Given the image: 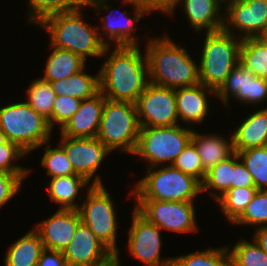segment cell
I'll return each instance as SVG.
<instances>
[{
    "label": "cell",
    "instance_id": "6da1fadb",
    "mask_svg": "<svg viewBox=\"0 0 267 266\" xmlns=\"http://www.w3.org/2000/svg\"><path fill=\"white\" fill-rule=\"evenodd\" d=\"M110 48L106 46L102 55L109 57L99 70L100 92L107 99L135 104L149 84L146 54L140 45L115 46L112 52Z\"/></svg>",
    "mask_w": 267,
    "mask_h": 266
},
{
    "label": "cell",
    "instance_id": "7a4b0ae2",
    "mask_svg": "<svg viewBox=\"0 0 267 266\" xmlns=\"http://www.w3.org/2000/svg\"><path fill=\"white\" fill-rule=\"evenodd\" d=\"M149 83L171 89L200 83L198 64L188 50L165 34L151 37L145 46Z\"/></svg>",
    "mask_w": 267,
    "mask_h": 266
},
{
    "label": "cell",
    "instance_id": "3957f363",
    "mask_svg": "<svg viewBox=\"0 0 267 266\" xmlns=\"http://www.w3.org/2000/svg\"><path fill=\"white\" fill-rule=\"evenodd\" d=\"M85 2L77 8L45 17L38 26L48 33L50 45L71 51L87 61V57L102 58L106 45L99 38L98 28L89 25L82 14Z\"/></svg>",
    "mask_w": 267,
    "mask_h": 266
},
{
    "label": "cell",
    "instance_id": "277c9868",
    "mask_svg": "<svg viewBox=\"0 0 267 266\" xmlns=\"http://www.w3.org/2000/svg\"><path fill=\"white\" fill-rule=\"evenodd\" d=\"M147 168L130 196L135 200L194 201L202 193V184L172 165Z\"/></svg>",
    "mask_w": 267,
    "mask_h": 266
},
{
    "label": "cell",
    "instance_id": "5b68a950",
    "mask_svg": "<svg viewBox=\"0 0 267 266\" xmlns=\"http://www.w3.org/2000/svg\"><path fill=\"white\" fill-rule=\"evenodd\" d=\"M204 44L199 68V81L208 88L217 91L226 77L239 63V51L242 39L224 29L204 33Z\"/></svg>",
    "mask_w": 267,
    "mask_h": 266
},
{
    "label": "cell",
    "instance_id": "8992f818",
    "mask_svg": "<svg viewBox=\"0 0 267 266\" xmlns=\"http://www.w3.org/2000/svg\"><path fill=\"white\" fill-rule=\"evenodd\" d=\"M0 129L8 141L29 154L50 141L53 130L48 120L26 102H14L0 108Z\"/></svg>",
    "mask_w": 267,
    "mask_h": 266
},
{
    "label": "cell",
    "instance_id": "52a82bcc",
    "mask_svg": "<svg viewBox=\"0 0 267 266\" xmlns=\"http://www.w3.org/2000/svg\"><path fill=\"white\" fill-rule=\"evenodd\" d=\"M140 128L134 103L106 98L96 138L111 152L119 149L133 155Z\"/></svg>",
    "mask_w": 267,
    "mask_h": 266
},
{
    "label": "cell",
    "instance_id": "ba28073f",
    "mask_svg": "<svg viewBox=\"0 0 267 266\" xmlns=\"http://www.w3.org/2000/svg\"><path fill=\"white\" fill-rule=\"evenodd\" d=\"M187 127H141L133 155L146 160L149 168L172 165L191 141L193 129Z\"/></svg>",
    "mask_w": 267,
    "mask_h": 266
},
{
    "label": "cell",
    "instance_id": "9c48e42d",
    "mask_svg": "<svg viewBox=\"0 0 267 266\" xmlns=\"http://www.w3.org/2000/svg\"><path fill=\"white\" fill-rule=\"evenodd\" d=\"M86 198L78 209L81 221L113 253L120 256L117 247V211L105 185H93L86 189Z\"/></svg>",
    "mask_w": 267,
    "mask_h": 266
},
{
    "label": "cell",
    "instance_id": "30bf717a",
    "mask_svg": "<svg viewBox=\"0 0 267 266\" xmlns=\"http://www.w3.org/2000/svg\"><path fill=\"white\" fill-rule=\"evenodd\" d=\"M107 1L108 0H84L85 8L94 9L98 15H102L103 10L109 12L108 14L106 13V16L102 15L103 17H101L100 20L102 26H97L101 41L106 46H112V44L115 46H138L139 40L137 38L140 37L135 36V30L138 28L135 24L138 23L143 16L150 13L138 0H122L125 5L133 6L134 18H132L125 11L123 12L119 9L115 10ZM117 11H121V13L115 17L113 14H117Z\"/></svg>",
    "mask_w": 267,
    "mask_h": 266
},
{
    "label": "cell",
    "instance_id": "8fae6325",
    "mask_svg": "<svg viewBox=\"0 0 267 266\" xmlns=\"http://www.w3.org/2000/svg\"><path fill=\"white\" fill-rule=\"evenodd\" d=\"M136 201L134 209L161 230L182 234L199 231L194 201Z\"/></svg>",
    "mask_w": 267,
    "mask_h": 266
},
{
    "label": "cell",
    "instance_id": "7c38bea8",
    "mask_svg": "<svg viewBox=\"0 0 267 266\" xmlns=\"http://www.w3.org/2000/svg\"><path fill=\"white\" fill-rule=\"evenodd\" d=\"M135 105L140 127L179 125L175 89L149 83Z\"/></svg>",
    "mask_w": 267,
    "mask_h": 266
},
{
    "label": "cell",
    "instance_id": "4fadbf2b",
    "mask_svg": "<svg viewBox=\"0 0 267 266\" xmlns=\"http://www.w3.org/2000/svg\"><path fill=\"white\" fill-rule=\"evenodd\" d=\"M266 24L267 0H226L224 2L223 29L235 37L257 38Z\"/></svg>",
    "mask_w": 267,
    "mask_h": 266
},
{
    "label": "cell",
    "instance_id": "5bb4252c",
    "mask_svg": "<svg viewBox=\"0 0 267 266\" xmlns=\"http://www.w3.org/2000/svg\"><path fill=\"white\" fill-rule=\"evenodd\" d=\"M132 224L128 229V250L131 256L144 266H171L172 258H161L162 230L148 222L135 209L132 211Z\"/></svg>",
    "mask_w": 267,
    "mask_h": 266
},
{
    "label": "cell",
    "instance_id": "9a60e30c",
    "mask_svg": "<svg viewBox=\"0 0 267 266\" xmlns=\"http://www.w3.org/2000/svg\"><path fill=\"white\" fill-rule=\"evenodd\" d=\"M59 145L65 150L74 171L93 185H103L98 168L111 151L96 137L71 138L61 135ZM95 175V176H94Z\"/></svg>",
    "mask_w": 267,
    "mask_h": 266
},
{
    "label": "cell",
    "instance_id": "2e32d148",
    "mask_svg": "<svg viewBox=\"0 0 267 266\" xmlns=\"http://www.w3.org/2000/svg\"><path fill=\"white\" fill-rule=\"evenodd\" d=\"M62 253L68 266L98 265L113 254L82 221Z\"/></svg>",
    "mask_w": 267,
    "mask_h": 266
},
{
    "label": "cell",
    "instance_id": "e0dca14e",
    "mask_svg": "<svg viewBox=\"0 0 267 266\" xmlns=\"http://www.w3.org/2000/svg\"><path fill=\"white\" fill-rule=\"evenodd\" d=\"M80 222L78 210L59 208L51 217L38 222L34 229L39 233L45 249L63 252Z\"/></svg>",
    "mask_w": 267,
    "mask_h": 266
},
{
    "label": "cell",
    "instance_id": "ac0fdd59",
    "mask_svg": "<svg viewBox=\"0 0 267 266\" xmlns=\"http://www.w3.org/2000/svg\"><path fill=\"white\" fill-rule=\"evenodd\" d=\"M106 98L99 92L94 97L82 100L77 112L58 130L60 135L71 138L97 137Z\"/></svg>",
    "mask_w": 267,
    "mask_h": 266
},
{
    "label": "cell",
    "instance_id": "d6986e66",
    "mask_svg": "<svg viewBox=\"0 0 267 266\" xmlns=\"http://www.w3.org/2000/svg\"><path fill=\"white\" fill-rule=\"evenodd\" d=\"M207 94L210 97L211 95L216 96V91L201 83L175 89L177 114L179 120L185 123L184 125L203 124L201 122H204L209 109H211Z\"/></svg>",
    "mask_w": 267,
    "mask_h": 266
},
{
    "label": "cell",
    "instance_id": "ffe728a7",
    "mask_svg": "<svg viewBox=\"0 0 267 266\" xmlns=\"http://www.w3.org/2000/svg\"><path fill=\"white\" fill-rule=\"evenodd\" d=\"M181 4L184 16L186 15L188 23L196 33L203 30L204 32H215L223 29V0H180L179 5Z\"/></svg>",
    "mask_w": 267,
    "mask_h": 266
},
{
    "label": "cell",
    "instance_id": "44dd1931",
    "mask_svg": "<svg viewBox=\"0 0 267 266\" xmlns=\"http://www.w3.org/2000/svg\"><path fill=\"white\" fill-rule=\"evenodd\" d=\"M247 116L231 133L234 151L267 145V107Z\"/></svg>",
    "mask_w": 267,
    "mask_h": 266
},
{
    "label": "cell",
    "instance_id": "7402d4cb",
    "mask_svg": "<svg viewBox=\"0 0 267 266\" xmlns=\"http://www.w3.org/2000/svg\"><path fill=\"white\" fill-rule=\"evenodd\" d=\"M216 134H202L195 129L192 133L191 141L197 148L203 169L206 172L235 153L232 135L226 140L225 136L222 137L221 134Z\"/></svg>",
    "mask_w": 267,
    "mask_h": 266
},
{
    "label": "cell",
    "instance_id": "603a6c76",
    "mask_svg": "<svg viewBox=\"0 0 267 266\" xmlns=\"http://www.w3.org/2000/svg\"><path fill=\"white\" fill-rule=\"evenodd\" d=\"M49 180L47 191L50 201L57 203L60 209L78 210L80 204L76 202V199L80 189H89L93 186L91 182L79 174L54 177Z\"/></svg>",
    "mask_w": 267,
    "mask_h": 266
},
{
    "label": "cell",
    "instance_id": "cb8c5ba5",
    "mask_svg": "<svg viewBox=\"0 0 267 266\" xmlns=\"http://www.w3.org/2000/svg\"><path fill=\"white\" fill-rule=\"evenodd\" d=\"M44 250L41 237L33 228L7 249L4 255V266H37Z\"/></svg>",
    "mask_w": 267,
    "mask_h": 266
},
{
    "label": "cell",
    "instance_id": "d4e9b609",
    "mask_svg": "<svg viewBox=\"0 0 267 266\" xmlns=\"http://www.w3.org/2000/svg\"><path fill=\"white\" fill-rule=\"evenodd\" d=\"M51 53L47 57L44 75L45 81H57L68 78L86 67V60L71 51L51 46Z\"/></svg>",
    "mask_w": 267,
    "mask_h": 266
},
{
    "label": "cell",
    "instance_id": "484cf974",
    "mask_svg": "<svg viewBox=\"0 0 267 266\" xmlns=\"http://www.w3.org/2000/svg\"><path fill=\"white\" fill-rule=\"evenodd\" d=\"M84 68L68 77L50 82L57 96L67 95L81 100L94 97L100 92V72L95 75L87 74Z\"/></svg>",
    "mask_w": 267,
    "mask_h": 266
},
{
    "label": "cell",
    "instance_id": "4316f807",
    "mask_svg": "<svg viewBox=\"0 0 267 266\" xmlns=\"http://www.w3.org/2000/svg\"><path fill=\"white\" fill-rule=\"evenodd\" d=\"M239 63L255 76L267 80V45L257 38L242 39Z\"/></svg>",
    "mask_w": 267,
    "mask_h": 266
},
{
    "label": "cell",
    "instance_id": "83f0119b",
    "mask_svg": "<svg viewBox=\"0 0 267 266\" xmlns=\"http://www.w3.org/2000/svg\"><path fill=\"white\" fill-rule=\"evenodd\" d=\"M247 86H248V70L240 63L226 77L225 82L216 91V97L221 101L222 105L227 109L230 108L229 100L231 96L239 104L247 105Z\"/></svg>",
    "mask_w": 267,
    "mask_h": 266
},
{
    "label": "cell",
    "instance_id": "f1b7e54d",
    "mask_svg": "<svg viewBox=\"0 0 267 266\" xmlns=\"http://www.w3.org/2000/svg\"><path fill=\"white\" fill-rule=\"evenodd\" d=\"M234 154L228 159L219 162L206 173L202 183V193L209 192L214 200H217L225 192L231 189L233 182ZM214 190V191H213Z\"/></svg>",
    "mask_w": 267,
    "mask_h": 266
},
{
    "label": "cell",
    "instance_id": "f546056e",
    "mask_svg": "<svg viewBox=\"0 0 267 266\" xmlns=\"http://www.w3.org/2000/svg\"><path fill=\"white\" fill-rule=\"evenodd\" d=\"M171 266H232L227 245L172 257Z\"/></svg>",
    "mask_w": 267,
    "mask_h": 266
},
{
    "label": "cell",
    "instance_id": "4dcf8cb0",
    "mask_svg": "<svg viewBox=\"0 0 267 266\" xmlns=\"http://www.w3.org/2000/svg\"><path fill=\"white\" fill-rule=\"evenodd\" d=\"M25 91L27 92V101L25 102L37 113L44 116L51 127V112L57 95L52 89L50 82L38 77L31 81V84H29Z\"/></svg>",
    "mask_w": 267,
    "mask_h": 266
},
{
    "label": "cell",
    "instance_id": "1f68e13d",
    "mask_svg": "<svg viewBox=\"0 0 267 266\" xmlns=\"http://www.w3.org/2000/svg\"><path fill=\"white\" fill-rule=\"evenodd\" d=\"M256 192L255 187L231 188L216 202L221 207L222 214L232 224L243 213Z\"/></svg>",
    "mask_w": 267,
    "mask_h": 266
},
{
    "label": "cell",
    "instance_id": "d6a6232c",
    "mask_svg": "<svg viewBox=\"0 0 267 266\" xmlns=\"http://www.w3.org/2000/svg\"><path fill=\"white\" fill-rule=\"evenodd\" d=\"M252 175L257 190H267V145L235 151Z\"/></svg>",
    "mask_w": 267,
    "mask_h": 266
},
{
    "label": "cell",
    "instance_id": "836d02e7",
    "mask_svg": "<svg viewBox=\"0 0 267 266\" xmlns=\"http://www.w3.org/2000/svg\"><path fill=\"white\" fill-rule=\"evenodd\" d=\"M83 2L84 0H28L27 22L38 25L45 17L71 11Z\"/></svg>",
    "mask_w": 267,
    "mask_h": 266
},
{
    "label": "cell",
    "instance_id": "e575fe53",
    "mask_svg": "<svg viewBox=\"0 0 267 266\" xmlns=\"http://www.w3.org/2000/svg\"><path fill=\"white\" fill-rule=\"evenodd\" d=\"M232 266H267V254L254 241L240 239L233 247L228 246Z\"/></svg>",
    "mask_w": 267,
    "mask_h": 266
},
{
    "label": "cell",
    "instance_id": "d590c367",
    "mask_svg": "<svg viewBox=\"0 0 267 266\" xmlns=\"http://www.w3.org/2000/svg\"><path fill=\"white\" fill-rule=\"evenodd\" d=\"M49 142L44 143L46 145L45 153L41 159V166L46 169V175L54 178L77 174L65 150L59 144L56 148H52Z\"/></svg>",
    "mask_w": 267,
    "mask_h": 266
},
{
    "label": "cell",
    "instance_id": "8d00e7d4",
    "mask_svg": "<svg viewBox=\"0 0 267 266\" xmlns=\"http://www.w3.org/2000/svg\"><path fill=\"white\" fill-rule=\"evenodd\" d=\"M232 224L257 228L267 225V190H257L246 209Z\"/></svg>",
    "mask_w": 267,
    "mask_h": 266
},
{
    "label": "cell",
    "instance_id": "74e56055",
    "mask_svg": "<svg viewBox=\"0 0 267 266\" xmlns=\"http://www.w3.org/2000/svg\"><path fill=\"white\" fill-rule=\"evenodd\" d=\"M172 166L179 169L184 174L197 179L201 184L206 177V171L203 169L201 157L197 152L195 144L190 141L184 150L178 155Z\"/></svg>",
    "mask_w": 267,
    "mask_h": 266
},
{
    "label": "cell",
    "instance_id": "f35d334b",
    "mask_svg": "<svg viewBox=\"0 0 267 266\" xmlns=\"http://www.w3.org/2000/svg\"><path fill=\"white\" fill-rule=\"evenodd\" d=\"M81 102V99L72 96H56L51 112V129L53 130L56 124L59 125L61 129L77 112Z\"/></svg>",
    "mask_w": 267,
    "mask_h": 266
},
{
    "label": "cell",
    "instance_id": "ab89813d",
    "mask_svg": "<svg viewBox=\"0 0 267 266\" xmlns=\"http://www.w3.org/2000/svg\"><path fill=\"white\" fill-rule=\"evenodd\" d=\"M26 154L17 144L10 141L0 145V172L30 173L31 169L15 164Z\"/></svg>",
    "mask_w": 267,
    "mask_h": 266
},
{
    "label": "cell",
    "instance_id": "60d3db41",
    "mask_svg": "<svg viewBox=\"0 0 267 266\" xmlns=\"http://www.w3.org/2000/svg\"><path fill=\"white\" fill-rule=\"evenodd\" d=\"M28 175L29 173L0 172V208L15 197Z\"/></svg>",
    "mask_w": 267,
    "mask_h": 266
},
{
    "label": "cell",
    "instance_id": "b9f144b4",
    "mask_svg": "<svg viewBox=\"0 0 267 266\" xmlns=\"http://www.w3.org/2000/svg\"><path fill=\"white\" fill-rule=\"evenodd\" d=\"M265 101H267V80L248 71L247 105H261Z\"/></svg>",
    "mask_w": 267,
    "mask_h": 266
},
{
    "label": "cell",
    "instance_id": "7bdbcfd3",
    "mask_svg": "<svg viewBox=\"0 0 267 266\" xmlns=\"http://www.w3.org/2000/svg\"><path fill=\"white\" fill-rule=\"evenodd\" d=\"M237 187H255L252 175L245 168L243 162L239 159L238 154L234 153L233 182L231 188Z\"/></svg>",
    "mask_w": 267,
    "mask_h": 266
},
{
    "label": "cell",
    "instance_id": "ee69618b",
    "mask_svg": "<svg viewBox=\"0 0 267 266\" xmlns=\"http://www.w3.org/2000/svg\"><path fill=\"white\" fill-rule=\"evenodd\" d=\"M138 2L151 14L161 12L170 17L174 16L180 0H138Z\"/></svg>",
    "mask_w": 267,
    "mask_h": 266
},
{
    "label": "cell",
    "instance_id": "f6af8a7d",
    "mask_svg": "<svg viewBox=\"0 0 267 266\" xmlns=\"http://www.w3.org/2000/svg\"><path fill=\"white\" fill-rule=\"evenodd\" d=\"M37 266H68L61 251L45 249L39 258Z\"/></svg>",
    "mask_w": 267,
    "mask_h": 266
},
{
    "label": "cell",
    "instance_id": "bcb514c9",
    "mask_svg": "<svg viewBox=\"0 0 267 266\" xmlns=\"http://www.w3.org/2000/svg\"><path fill=\"white\" fill-rule=\"evenodd\" d=\"M256 229L252 238L260 246V248L267 254V225L261 226Z\"/></svg>",
    "mask_w": 267,
    "mask_h": 266
},
{
    "label": "cell",
    "instance_id": "7dc6e473",
    "mask_svg": "<svg viewBox=\"0 0 267 266\" xmlns=\"http://www.w3.org/2000/svg\"><path fill=\"white\" fill-rule=\"evenodd\" d=\"M118 254H112L106 261L94 266H121Z\"/></svg>",
    "mask_w": 267,
    "mask_h": 266
},
{
    "label": "cell",
    "instance_id": "c3c4849f",
    "mask_svg": "<svg viewBox=\"0 0 267 266\" xmlns=\"http://www.w3.org/2000/svg\"><path fill=\"white\" fill-rule=\"evenodd\" d=\"M257 39L267 45V24L264 27L263 31L257 36Z\"/></svg>",
    "mask_w": 267,
    "mask_h": 266
},
{
    "label": "cell",
    "instance_id": "681fc988",
    "mask_svg": "<svg viewBox=\"0 0 267 266\" xmlns=\"http://www.w3.org/2000/svg\"><path fill=\"white\" fill-rule=\"evenodd\" d=\"M7 141L8 140H7L6 136H5V134L0 129V145L5 144Z\"/></svg>",
    "mask_w": 267,
    "mask_h": 266
}]
</instances>
